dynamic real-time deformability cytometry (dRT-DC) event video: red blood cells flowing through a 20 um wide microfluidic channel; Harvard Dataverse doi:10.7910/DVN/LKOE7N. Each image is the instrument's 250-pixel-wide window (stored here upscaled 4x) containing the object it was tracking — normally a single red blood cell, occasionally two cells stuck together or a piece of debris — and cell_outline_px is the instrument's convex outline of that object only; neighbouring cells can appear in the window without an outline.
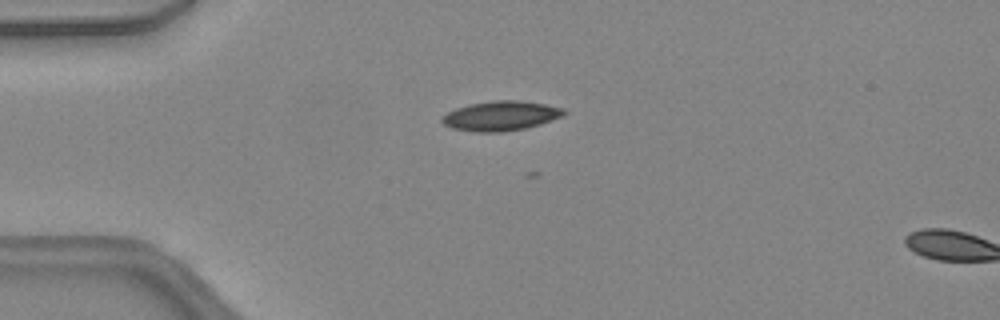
{"species": "common noctule bat (a hibernating species)", "species_latin": "Nyctalus noctula", "temperature_condition": "warm", "stored_images_in_passage": 14, "camera_frame_rate_fps": 3000, "um_per_image_px": 0.085, "animal": {"sex": "female", "body_mass_g": 24.6, "forearm_length_mm": 56.2}, "frame": {"image": 1, "passage_image": 13, "time_ms": 4.0, "image_size_px": [1000, 320], "cell_outline_px": [[568, 112], [560, 116], [540, 124], [524, 128], [500, 132], [476, 132], [452, 128], [444, 124], [440, 120], [448, 112], [456, 108], [468, 104], [492, 100], [520, 100], [544, 104], [564, 108]], "centroid_in_image_um": [42.55, 9.83], "position_along_channel_um": 42.4, "area_um2": 20.92}}